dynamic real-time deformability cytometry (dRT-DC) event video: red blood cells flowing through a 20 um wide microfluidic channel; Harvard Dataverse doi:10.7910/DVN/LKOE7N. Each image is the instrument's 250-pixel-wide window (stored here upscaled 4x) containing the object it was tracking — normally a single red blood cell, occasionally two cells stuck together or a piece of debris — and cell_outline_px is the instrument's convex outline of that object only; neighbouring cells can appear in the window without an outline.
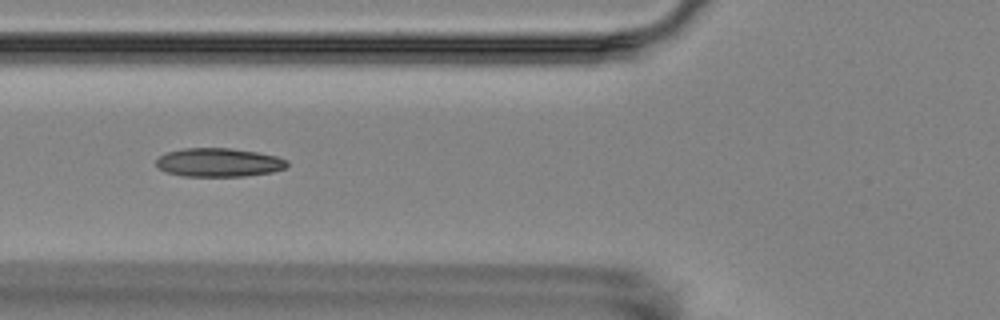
{"species": "Egyptian fruit bat (a non-hibernating species)", "species_latin": "Rousettus aegyptiacus", "temperature_condition": "room temperature", "stored_images_in_passage": 9, "camera_frame_rate_fps": 3000, "um_per_image_px": 0.085, "animal": {"sex": "female"}, "frame": {"image": 1, "passage_image": 6, "time_ms": 5.667, "image_size_px": [1000, 320], "cell_outline_px": [[288, 164], [284, 168], [272, 172], [244, 176], [184, 176], [168, 172], [160, 168], [156, 164], [156, 160], [164, 152], [184, 148], [232, 148], [256, 152], [276, 156], [288, 160]], "centroid_in_image_um": [18.59, 13.8], "position_along_channel_um": 107.2, "area_um2": 21.79}}
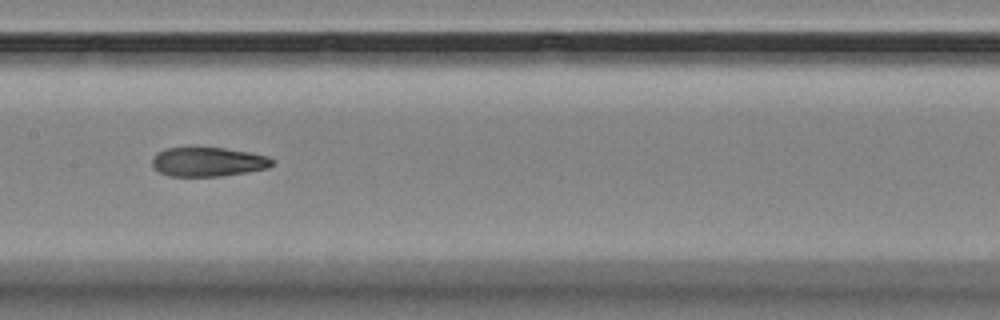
{"frame": {"image": 2, "passage_image": 8, "time_ms": 8.0, "image_size_px": [1000, 320], "cell_outline_px": [[276, 160], [268, 168], [248, 172], [220, 176], [168, 176], [152, 168], [152, 156], [156, 152], [164, 148], [224, 148], [248, 152], [268, 156]], "centroid_in_image_um": [17.66, 13.76], "position_along_channel_um": 189.7, "area_um2": 20.58}}
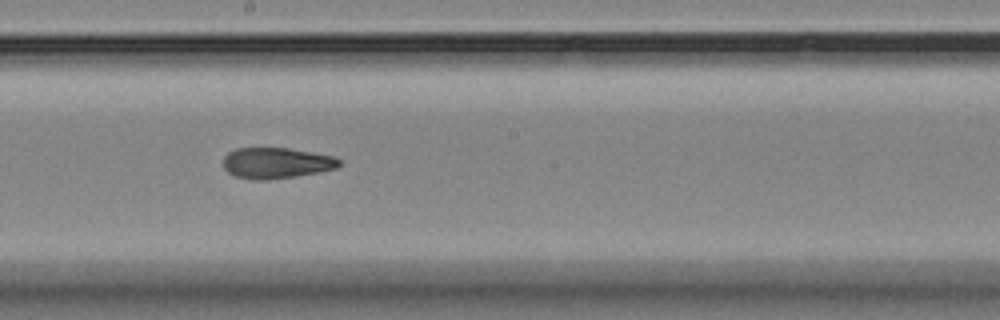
{"frame": {"image": 3, "passage_image": 9, "time_ms": 9.0, "image_size_px": [1000, 320], "cell_outline_px": [[340, 164], [336, 168], [320, 172], [296, 176], [264, 180], [252, 180], [236, 176], [228, 172], [224, 168], [224, 156], [228, 152], [236, 148], [288, 148], [336, 156], [340, 160]], "centroid_in_image_um": [23.5, 13.85], "position_along_channel_um": 224.7, "area_um2": 20.92}}